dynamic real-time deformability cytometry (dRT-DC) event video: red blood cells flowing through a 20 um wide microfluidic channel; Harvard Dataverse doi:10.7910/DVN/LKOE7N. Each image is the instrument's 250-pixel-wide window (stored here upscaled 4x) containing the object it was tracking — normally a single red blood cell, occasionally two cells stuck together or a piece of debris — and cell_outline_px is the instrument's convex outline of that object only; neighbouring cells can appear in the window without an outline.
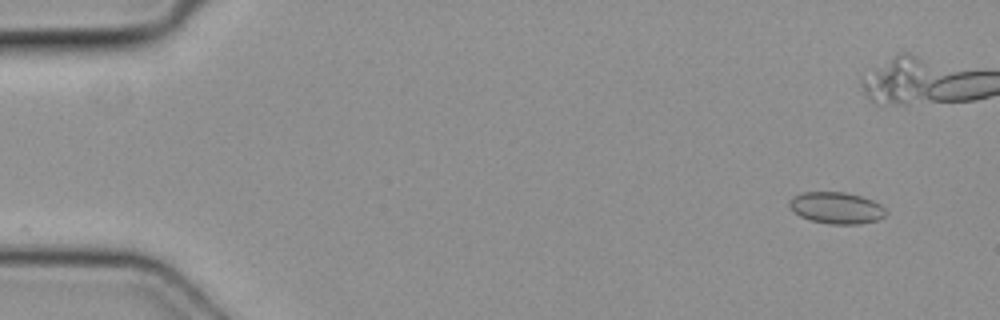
{"species": "common noctule bat (a hibernating species)", "species_latin": "Nyctalus noctula", "temperature_condition": "cold", "stored_images_in_passage": 2, "camera_frame_rate_fps": 3000, "um_per_image_px": 0.085, "animal": {"sex": "female", "body_mass_g": 19.3, "forearm_length_mm": 54.1}, "frame": {"image": 1, "passage_image": 2, "time_ms": 0.333, "image_size_px": [1000, 320], "cell_outline_px": [[888, 212], [884, 216], [876, 220], [860, 224], [828, 224], [812, 220], [800, 216], [788, 204], [792, 196], [804, 192], [844, 192], [860, 196], [872, 200], [880, 204]], "centroid_in_image_um": [71.11, 17.67], "position_along_channel_um": 13.9, "area_um2": 17.63}}